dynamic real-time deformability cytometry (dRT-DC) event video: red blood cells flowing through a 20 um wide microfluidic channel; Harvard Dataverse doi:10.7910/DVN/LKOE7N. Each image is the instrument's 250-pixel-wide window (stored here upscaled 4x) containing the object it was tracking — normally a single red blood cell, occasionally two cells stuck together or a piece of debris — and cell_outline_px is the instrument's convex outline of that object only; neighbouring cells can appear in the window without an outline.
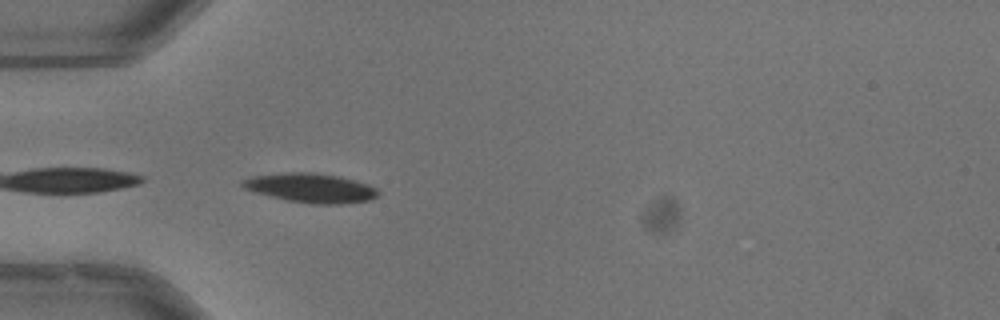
{"species": "common noctule bat (a hibernating species)", "species_latin": "Nyctalus noctula", "temperature_condition": "warm", "stored_images_in_passage": 33, "camera_frame_rate_fps": 3000, "um_per_image_px": 0.085, "animal": {"sex": "male", "body_mass_g": 13.3}, "frame": {"image": 1, "passage_image": 1, "time_ms": 0.0, "image_size_px": [1000, 320], "cell_outline_px": [[380, 192], [372, 200], [340, 204], [312, 204], [288, 200], [256, 192], [244, 188], [240, 184], [240, 180], [252, 176], [288, 172], [312, 172], [340, 176], [356, 180], [368, 184], [376, 188]], "centroid_in_image_um": [26.44, 15.97], "position_along_channel_um": 58.6, "area_um2": 23.18}, "authors_computed_cell_mechanics": {"area_um2": 22.542, "velocity_mm_per_s": 3.9625, "shape_relaxation_time_tau1_ms": 2.5426, "shape_relaxation_time_tau2_ms": null, "deformation_change_tau1": 0.1263, "deformation_change_tau2": null}}